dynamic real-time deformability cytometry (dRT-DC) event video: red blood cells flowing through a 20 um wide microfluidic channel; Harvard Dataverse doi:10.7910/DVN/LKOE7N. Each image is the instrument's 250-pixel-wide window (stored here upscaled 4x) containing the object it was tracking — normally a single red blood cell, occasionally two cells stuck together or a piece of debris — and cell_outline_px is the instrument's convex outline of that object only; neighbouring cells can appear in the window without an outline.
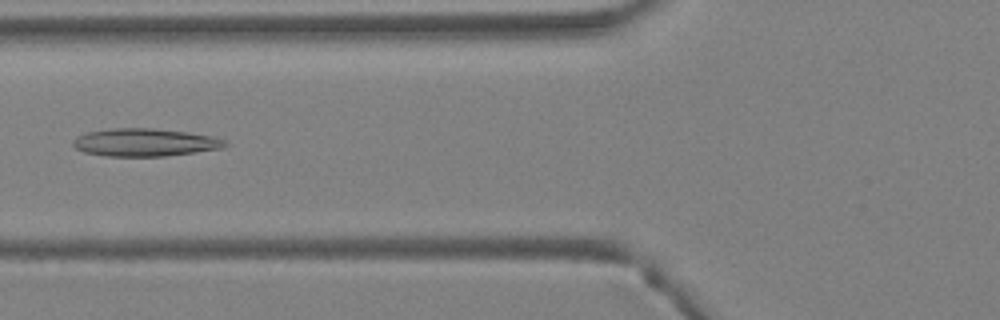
{"species": "Egyptian fruit bat (a non-hibernating species)", "species_latin": "Rousettus aegyptiacus", "temperature_condition": "warm", "stored_images_in_passage": 38, "camera_frame_rate_fps": 3000, "um_per_image_px": 0.085, "animal": {"sex": "female"}, "frame": {"image": 1, "passage_image": 14, "time_ms": 4.333, "image_size_px": [1000, 320], "cell_outline_px": [[228, 144], [224, 148], [168, 156], [104, 156], [84, 152], [76, 148], [72, 144], [72, 140], [76, 136], [88, 132], [112, 128], [152, 128], [188, 132], [212, 136], [224, 140]], "centroid_in_image_um": [12.31, 12.1], "position_along_channel_um": 113.5, "area_um2": 24.74}}
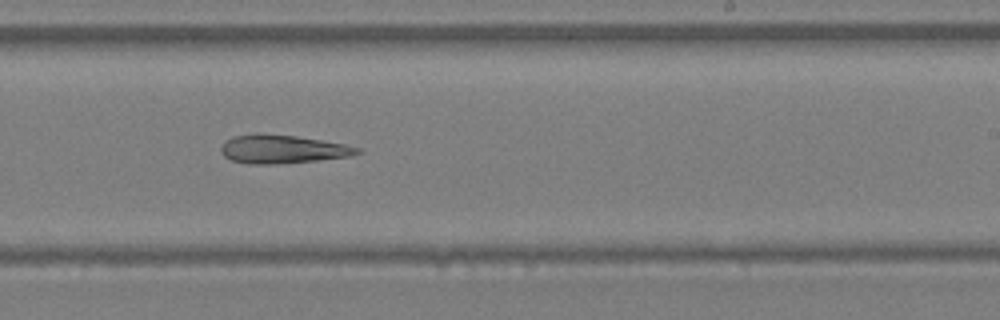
{"frame": {"image": 2, "passage_image": 23, "time_ms": 7.333, "image_size_px": [1000, 320], "cell_outline_px": [[360, 152], [352, 156], [316, 160], [272, 164], [248, 164], [232, 160], [224, 156], [220, 152], [220, 148], [232, 136], [296, 136], [344, 144], [360, 148]], "centroid_in_image_um": [24.04, 12.72], "position_along_channel_um": 265.0, "area_um2": 21.62}}
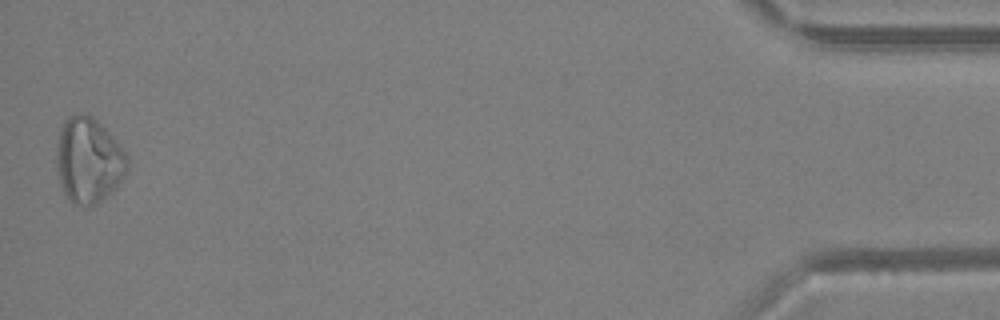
{"frame": {"image": 3, "passage_image": 38, "time_ms": 12.333, "image_size_px": [1000, 320], "cell_outline_px": [[128, 168], [124, 176], [116, 188], [96, 204], [72, 204], [64, 196], [60, 184], [56, 164], [56, 148], [60, 128], [64, 120], [68, 116], [76, 112], [84, 112], [92, 116], [112, 136], [128, 156]], "centroid_in_image_um": [7.5, 13.61], "position_along_channel_um": 427.7, "area_um2": 35.55}}